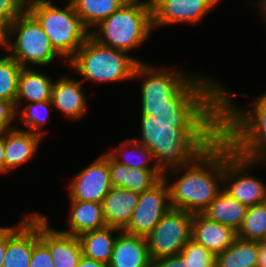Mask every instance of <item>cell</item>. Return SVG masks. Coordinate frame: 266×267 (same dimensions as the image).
<instances>
[{
  "mask_svg": "<svg viewBox=\"0 0 266 267\" xmlns=\"http://www.w3.org/2000/svg\"><path fill=\"white\" fill-rule=\"evenodd\" d=\"M166 173L151 189L139 194V201L132 213L128 225L122 230L125 233L146 237L160 219L171 208Z\"/></svg>",
  "mask_w": 266,
  "mask_h": 267,
  "instance_id": "cell-11",
  "label": "cell"
},
{
  "mask_svg": "<svg viewBox=\"0 0 266 267\" xmlns=\"http://www.w3.org/2000/svg\"><path fill=\"white\" fill-rule=\"evenodd\" d=\"M82 83L81 80L78 81L67 75H61L57 81H54L52 107H56L55 109L62 112L67 119L70 118V121L81 119L88 110Z\"/></svg>",
  "mask_w": 266,
  "mask_h": 267,
  "instance_id": "cell-16",
  "label": "cell"
},
{
  "mask_svg": "<svg viewBox=\"0 0 266 267\" xmlns=\"http://www.w3.org/2000/svg\"><path fill=\"white\" fill-rule=\"evenodd\" d=\"M77 267H108V265L103 262L82 256Z\"/></svg>",
  "mask_w": 266,
  "mask_h": 267,
  "instance_id": "cell-39",
  "label": "cell"
},
{
  "mask_svg": "<svg viewBox=\"0 0 266 267\" xmlns=\"http://www.w3.org/2000/svg\"><path fill=\"white\" fill-rule=\"evenodd\" d=\"M237 238V232L229 226L208 219L202 213L193 214L191 239L217 255Z\"/></svg>",
  "mask_w": 266,
  "mask_h": 267,
  "instance_id": "cell-17",
  "label": "cell"
},
{
  "mask_svg": "<svg viewBox=\"0 0 266 267\" xmlns=\"http://www.w3.org/2000/svg\"><path fill=\"white\" fill-rule=\"evenodd\" d=\"M235 95L238 94L227 91L221 84L220 134L235 153L263 165L266 162V91L255 99L250 111L235 106L232 101Z\"/></svg>",
  "mask_w": 266,
  "mask_h": 267,
  "instance_id": "cell-3",
  "label": "cell"
},
{
  "mask_svg": "<svg viewBox=\"0 0 266 267\" xmlns=\"http://www.w3.org/2000/svg\"><path fill=\"white\" fill-rule=\"evenodd\" d=\"M180 255L188 260L189 267H215V255L192 239L187 242Z\"/></svg>",
  "mask_w": 266,
  "mask_h": 267,
  "instance_id": "cell-32",
  "label": "cell"
},
{
  "mask_svg": "<svg viewBox=\"0 0 266 267\" xmlns=\"http://www.w3.org/2000/svg\"><path fill=\"white\" fill-rule=\"evenodd\" d=\"M95 28L90 36L100 44L131 52L151 38V1L128 0Z\"/></svg>",
  "mask_w": 266,
  "mask_h": 267,
  "instance_id": "cell-5",
  "label": "cell"
},
{
  "mask_svg": "<svg viewBox=\"0 0 266 267\" xmlns=\"http://www.w3.org/2000/svg\"><path fill=\"white\" fill-rule=\"evenodd\" d=\"M169 172L179 177L166 181L171 208L202 213L223 190L224 138L220 135L193 162Z\"/></svg>",
  "mask_w": 266,
  "mask_h": 267,
  "instance_id": "cell-2",
  "label": "cell"
},
{
  "mask_svg": "<svg viewBox=\"0 0 266 267\" xmlns=\"http://www.w3.org/2000/svg\"><path fill=\"white\" fill-rule=\"evenodd\" d=\"M68 186L69 200H80L102 204L112 184L108 166V153L91 162L74 175Z\"/></svg>",
  "mask_w": 266,
  "mask_h": 267,
  "instance_id": "cell-12",
  "label": "cell"
},
{
  "mask_svg": "<svg viewBox=\"0 0 266 267\" xmlns=\"http://www.w3.org/2000/svg\"><path fill=\"white\" fill-rule=\"evenodd\" d=\"M29 267H54L49 248L39 238V213H34V247Z\"/></svg>",
  "mask_w": 266,
  "mask_h": 267,
  "instance_id": "cell-33",
  "label": "cell"
},
{
  "mask_svg": "<svg viewBox=\"0 0 266 267\" xmlns=\"http://www.w3.org/2000/svg\"><path fill=\"white\" fill-rule=\"evenodd\" d=\"M141 116V138L164 174L193 162L221 134V84L212 78L182 109Z\"/></svg>",
  "mask_w": 266,
  "mask_h": 267,
  "instance_id": "cell-1",
  "label": "cell"
},
{
  "mask_svg": "<svg viewBox=\"0 0 266 267\" xmlns=\"http://www.w3.org/2000/svg\"><path fill=\"white\" fill-rule=\"evenodd\" d=\"M128 52L100 44L89 36L77 53L65 64L82 75V82L111 83L134 79L140 62Z\"/></svg>",
  "mask_w": 266,
  "mask_h": 267,
  "instance_id": "cell-7",
  "label": "cell"
},
{
  "mask_svg": "<svg viewBox=\"0 0 266 267\" xmlns=\"http://www.w3.org/2000/svg\"><path fill=\"white\" fill-rule=\"evenodd\" d=\"M7 250V227L0 226V267H3L4 257Z\"/></svg>",
  "mask_w": 266,
  "mask_h": 267,
  "instance_id": "cell-38",
  "label": "cell"
},
{
  "mask_svg": "<svg viewBox=\"0 0 266 267\" xmlns=\"http://www.w3.org/2000/svg\"><path fill=\"white\" fill-rule=\"evenodd\" d=\"M70 212L68 215V229L60 230L63 233L79 237L93 230L104 228L102 204L80 200H70Z\"/></svg>",
  "mask_w": 266,
  "mask_h": 267,
  "instance_id": "cell-23",
  "label": "cell"
},
{
  "mask_svg": "<svg viewBox=\"0 0 266 267\" xmlns=\"http://www.w3.org/2000/svg\"><path fill=\"white\" fill-rule=\"evenodd\" d=\"M259 242L266 243V230H265V233L263 235V238Z\"/></svg>",
  "mask_w": 266,
  "mask_h": 267,
  "instance_id": "cell-43",
  "label": "cell"
},
{
  "mask_svg": "<svg viewBox=\"0 0 266 267\" xmlns=\"http://www.w3.org/2000/svg\"><path fill=\"white\" fill-rule=\"evenodd\" d=\"M84 26L91 31L128 0H70Z\"/></svg>",
  "mask_w": 266,
  "mask_h": 267,
  "instance_id": "cell-27",
  "label": "cell"
},
{
  "mask_svg": "<svg viewBox=\"0 0 266 267\" xmlns=\"http://www.w3.org/2000/svg\"><path fill=\"white\" fill-rule=\"evenodd\" d=\"M151 267H189V263L179 254L156 258L152 260Z\"/></svg>",
  "mask_w": 266,
  "mask_h": 267,
  "instance_id": "cell-36",
  "label": "cell"
},
{
  "mask_svg": "<svg viewBox=\"0 0 266 267\" xmlns=\"http://www.w3.org/2000/svg\"><path fill=\"white\" fill-rule=\"evenodd\" d=\"M260 164L235 153L224 139L223 189L247 207L266 202V184L248 172Z\"/></svg>",
  "mask_w": 266,
  "mask_h": 267,
  "instance_id": "cell-9",
  "label": "cell"
},
{
  "mask_svg": "<svg viewBox=\"0 0 266 267\" xmlns=\"http://www.w3.org/2000/svg\"><path fill=\"white\" fill-rule=\"evenodd\" d=\"M5 173L4 132L0 133V174Z\"/></svg>",
  "mask_w": 266,
  "mask_h": 267,
  "instance_id": "cell-40",
  "label": "cell"
},
{
  "mask_svg": "<svg viewBox=\"0 0 266 267\" xmlns=\"http://www.w3.org/2000/svg\"><path fill=\"white\" fill-rule=\"evenodd\" d=\"M10 25L11 22L0 15V46L4 47L6 50L9 47L10 38Z\"/></svg>",
  "mask_w": 266,
  "mask_h": 267,
  "instance_id": "cell-37",
  "label": "cell"
},
{
  "mask_svg": "<svg viewBox=\"0 0 266 267\" xmlns=\"http://www.w3.org/2000/svg\"><path fill=\"white\" fill-rule=\"evenodd\" d=\"M107 153L115 161L130 168L158 169L152 152L133 138L122 141L115 149ZM153 160V165H149V162Z\"/></svg>",
  "mask_w": 266,
  "mask_h": 267,
  "instance_id": "cell-28",
  "label": "cell"
},
{
  "mask_svg": "<svg viewBox=\"0 0 266 267\" xmlns=\"http://www.w3.org/2000/svg\"><path fill=\"white\" fill-rule=\"evenodd\" d=\"M108 166L112 187H121L141 194L162 178L163 174L158 169L130 168L115 161L108 154Z\"/></svg>",
  "mask_w": 266,
  "mask_h": 267,
  "instance_id": "cell-20",
  "label": "cell"
},
{
  "mask_svg": "<svg viewBox=\"0 0 266 267\" xmlns=\"http://www.w3.org/2000/svg\"><path fill=\"white\" fill-rule=\"evenodd\" d=\"M266 230V202L248 207L244 221L237 231L243 240L260 241Z\"/></svg>",
  "mask_w": 266,
  "mask_h": 267,
  "instance_id": "cell-30",
  "label": "cell"
},
{
  "mask_svg": "<svg viewBox=\"0 0 266 267\" xmlns=\"http://www.w3.org/2000/svg\"><path fill=\"white\" fill-rule=\"evenodd\" d=\"M28 0H0V15L11 23L27 10Z\"/></svg>",
  "mask_w": 266,
  "mask_h": 267,
  "instance_id": "cell-35",
  "label": "cell"
},
{
  "mask_svg": "<svg viewBox=\"0 0 266 267\" xmlns=\"http://www.w3.org/2000/svg\"><path fill=\"white\" fill-rule=\"evenodd\" d=\"M61 8L50 0H28L27 10L36 18L52 47L69 61L90 36L70 0Z\"/></svg>",
  "mask_w": 266,
  "mask_h": 267,
  "instance_id": "cell-6",
  "label": "cell"
},
{
  "mask_svg": "<svg viewBox=\"0 0 266 267\" xmlns=\"http://www.w3.org/2000/svg\"><path fill=\"white\" fill-rule=\"evenodd\" d=\"M24 106L17 110V117L19 118L21 115V121L27 126L29 132L39 134L42 137L45 136L46 131L43 130V126L48 122L50 111L53 109L51 100L36 103L26 102Z\"/></svg>",
  "mask_w": 266,
  "mask_h": 267,
  "instance_id": "cell-29",
  "label": "cell"
},
{
  "mask_svg": "<svg viewBox=\"0 0 266 267\" xmlns=\"http://www.w3.org/2000/svg\"><path fill=\"white\" fill-rule=\"evenodd\" d=\"M9 55L22 67L48 66L61 56L52 47L50 40L36 18L26 10L10 25ZM15 39V41H14Z\"/></svg>",
  "mask_w": 266,
  "mask_h": 267,
  "instance_id": "cell-8",
  "label": "cell"
},
{
  "mask_svg": "<svg viewBox=\"0 0 266 267\" xmlns=\"http://www.w3.org/2000/svg\"><path fill=\"white\" fill-rule=\"evenodd\" d=\"M152 26L197 24L222 0H150Z\"/></svg>",
  "mask_w": 266,
  "mask_h": 267,
  "instance_id": "cell-13",
  "label": "cell"
},
{
  "mask_svg": "<svg viewBox=\"0 0 266 267\" xmlns=\"http://www.w3.org/2000/svg\"><path fill=\"white\" fill-rule=\"evenodd\" d=\"M138 201V193L121 187H111L102 201L106 225L123 230L128 225Z\"/></svg>",
  "mask_w": 266,
  "mask_h": 267,
  "instance_id": "cell-21",
  "label": "cell"
},
{
  "mask_svg": "<svg viewBox=\"0 0 266 267\" xmlns=\"http://www.w3.org/2000/svg\"><path fill=\"white\" fill-rule=\"evenodd\" d=\"M193 214L170 208L145 237L151 260L179 255L191 239Z\"/></svg>",
  "mask_w": 266,
  "mask_h": 267,
  "instance_id": "cell-10",
  "label": "cell"
},
{
  "mask_svg": "<svg viewBox=\"0 0 266 267\" xmlns=\"http://www.w3.org/2000/svg\"><path fill=\"white\" fill-rule=\"evenodd\" d=\"M256 4V5H255ZM256 6L260 13L263 15L264 22L266 23V0H257L253 2V6Z\"/></svg>",
  "mask_w": 266,
  "mask_h": 267,
  "instance_id": "cell-42",
  "label": "cell"
},
{
  "mask_svg": "<svg viewBox=\"0 0 266 267\" xmlns=\"http://www.w3.org/2000/svg\"><path fill=\"white\" fill-rule=\"evenodd\" d=\"M17 110L12 101L0 99V133L18 127ZM14 125V126H13Z\"/></svg>",
  "mask_w": 266,
  "mask_h": 267,
  "instance_id": "cell-34",
  "label": "cell"
},
{
  "mask_svg": "<svg viewBox=\"0 0 266 267\" xmlns=\"http://www.w3.org/2000/svg\"><path fill=\"white\" fill-rule=\"evenodd\" d=\"M21 69L22 66L9 54L0 58V99L15 104Z\"/></svg>",
  "mask_w": 266,
  "mask_h": 267,
  "instance_id": "cell-31",
  "label": "cell"
},
{
  "mask_svg": "<svg viewBox=\"0 0 266 267\" xmlns=\"http://www.w3.org/2000/svg\"><path fill=\"white\" fill-rule=\"evenodd\" d=\"M140 77L143 78L141 115H150V112L161 109H182L211 80L182 70L171 71L162 66L153 68L144 62L137 65L133 78Z\"/></svg>",
  "mask_w": 266,
  "mask_h": 267,
  "instance_id": "cell-4",
  "label": "cell"
},
{
  "mask_svg": "<svg viewBox=\"0 0 266 267\" xmlns=\"http://www.w3.org/2000/svg\"><path fill=\"white\" fill-rule=\"evenodd\" d=\"M122 230L114 227L105 226L104 228L86 232L80 235L79 241L82 247L83 256L109 264L117 232Z\"/></svg>",
  "mask_w": 266,
  "mask_h": 267,
  "instance_id": "cell-25",
  "label": "cell"
},
{
  "mask_svg": "<svg viewBox=\"0 0 266 267\" xmlns=\"http://www.w3.org/2000/svg\"><path fill=\"white\" fill-rule=\"evenodd\" d=\"M39 238L49 248L54 267L78 266L83 256L79 238L51 228L42 214H39Z\"/></svg>",
  "mask_w": 266,
  "mask_h": 267,
  "instance_id": "cell-14",
  "label": "cell"
},
{
  "mask_svg": "<svg viewBox=\"0 0 266 267\" xmlns=\"http://www.w3.org/2000/svg\"><path fill=\"white\" fill-rule=\"evenodd\" d=\"M34 247V213L22 217L18 226H7V250L3 267H29Z\"/></svg>",
  "mask_w": 266,
  "mask_h": 267,
  "instance_id": "cell-15",
  "label": "cell"
},
{
  "mask_svg": "<svg viewBox=\"0 0 266 267\" xmlns=\"http://www.w3.org/2000/svg\"><path fill=\"white\" fill-rule=\"evenodd\" d=\"M145 237L118 232L108 267H151Z\"/></svg>",
  "mask_w": 266,
  "mask_h": 267,
  "instance_id": "cell-19",
  "label": "cell"
},
{
  "mask_svg": "<svg viewBox=\"0 0 266 267\" xmlns=\"http://www.w3.org/2000/svg\"><path fill=\"white\" fill-rule=\"evenodd\" d=\"M257 267H266V243L259 242Z\"/></svg>",
  "mask_w": 266,
  "mask_h": 267,
  "instance_id": "cell-41",
  "label": "cell"
},
{
  "mask_svg": "<svg viewBox=\"0 0 266 267\" xmlns=\"http://www.w3.org/2000/svg\"><path fill=\"white\" fill-rule=\"evenodd\" d=\"M248 207L233 199L224 189L202 212L208 219L234 229L241 227Z\"/></svg>",
  "mask_w": 266,
  "mask_h": 267,
  "instance_id": "cell-24",
  "label": "cell"
},
{
  "mask_svg": "<svg viewBox=\"0 0 266 267\" xmlns=\"http://www.w3.org/2000/svg\"><path fill=\"white\" fill-rule=\"evenodd\" d=\"M51 79L47 74L40 72V70L22 67L15 100L16 110L21 108V101L36 103L51 100L54 89V80Z\"/></svg>",
  "mask_w": 266,
  "mask_h": 267,
  "instance_id": "cell-22",
  "label": "cell"
},
{
  "mask_svg": "<svg viewBox=\"0 0 266 267\" xmlns=\"http://www.w3.org/2000/svg\"><path fill=\"white\" fill-rule=\"evenodd\" d=\"M43 138L39 134L17 127L5 131V174L32 159Z\"/></svg>",
  "mask_w": 266,
  "mask_h": 267,
  "instance_id": "cell-18",
  "label": "cell"
},
{
  "mask_svg": "<svg viewBox=\"0 0 266 267\" xmlns=\"http://www.w3.org/2000/svg\"><path fill=\"white\" fill-rule=\"evenodd\" d=\"M259 241L236 238L223 252L215 255V267H257Z\"/></svg>",
  "mask_w": 266,
  "mask_h": 267,
  "instance_id": "cell-26",
  "label": "cell"
}]
</instances>
